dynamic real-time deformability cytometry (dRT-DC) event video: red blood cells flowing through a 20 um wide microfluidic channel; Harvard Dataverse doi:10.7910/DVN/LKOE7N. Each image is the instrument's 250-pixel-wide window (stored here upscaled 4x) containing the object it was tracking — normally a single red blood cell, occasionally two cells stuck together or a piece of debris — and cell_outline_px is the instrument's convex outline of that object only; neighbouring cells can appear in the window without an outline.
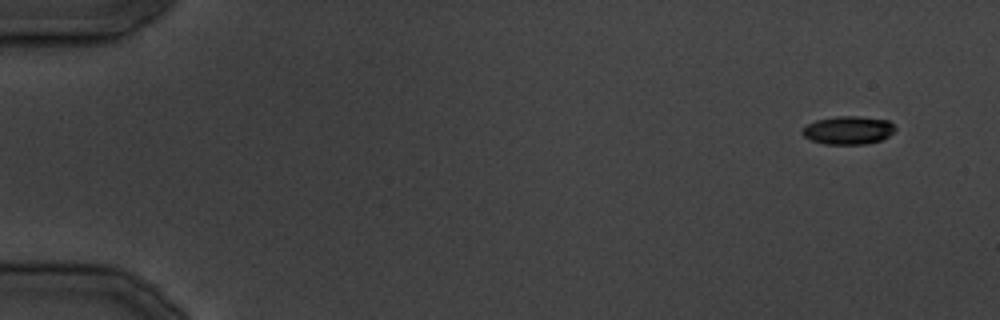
{"species": "common noctule bat (a hibernating species)", "species_latin": "Nyctalus noctula", "temperature_condition": "cold", "stored_images_in_passage": 34, "camera_frame_rate_fps": 3000, "um_per_image_px": 0.085, "animal": {"sex": "male", "body_mass_g": 19.5, "forearm_length_mm": 54.6}, "frame": {"image": 1, "passage_image": 1, "time_ms": 0.0, "image_size_px": [1000, 320], "cell_outline_px": [[896, 128], [888, 136], [880, 140], [868, 144], [824, 144], [812, 140], [804, 136], [800, 132], [808, 124], [816, 120], [836, 116], [856, 116], [888, 120]], "centroid_in_image_um": [72.09, 11.07], "position_along_channel_um": 12.9, "area_um2": 15.14}}
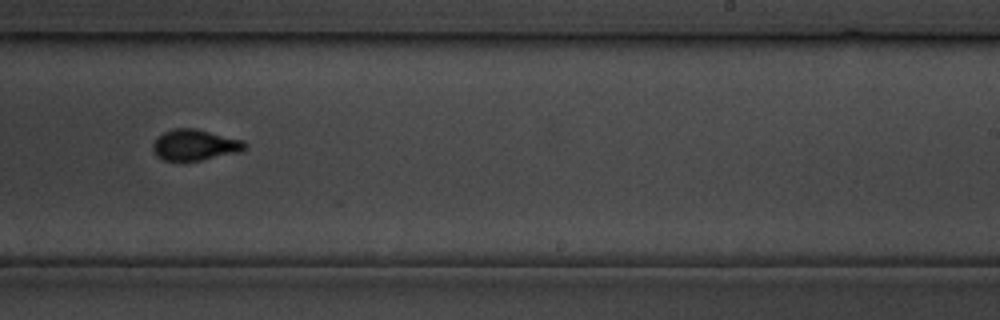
{"frame": {"image": 2, "passage_image": 21, "time_ms": 25.0, "image_size_px": [1000, 320], "cell_outline_px": [[248, 144], [244, 148], [236, 152], [200, 160], [164, 160], [156, 156], [152, 152], [152, 144], [164, 132], [172, 128], [196, 128], [244, 140]], "centroid_in_image_um": [16.54, 12.3], "position_along_channel_um": 272.5, "area_um2": 16.42}}
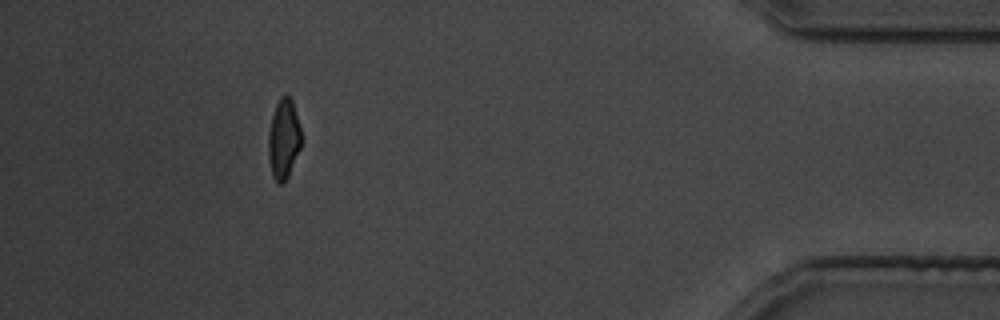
{"frame": {"image": 3, "passage_image": 31, "time_ms": 37.0, "image_size_px": [1000, 320], "cell_outline_px": [[304, 140], [288, 176], [280, 184], [276, 184], [272, 176], [268, 156], [268, 132], [272, 116], [276, 104], [280, 96], [292, 96]], "centroid_in_image_um": [24.13, 11.79], "position_along_channel_um": 411.1, "area_um2": 15.78}}